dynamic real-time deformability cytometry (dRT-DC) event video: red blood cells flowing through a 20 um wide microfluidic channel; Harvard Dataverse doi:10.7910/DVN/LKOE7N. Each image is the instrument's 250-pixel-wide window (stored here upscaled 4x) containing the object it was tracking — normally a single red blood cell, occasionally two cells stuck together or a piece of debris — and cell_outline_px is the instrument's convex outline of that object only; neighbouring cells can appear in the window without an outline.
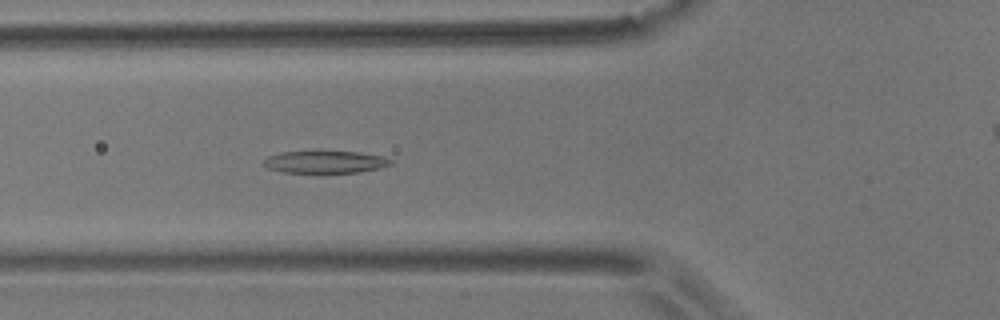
{"species": "common noctule bat (a hibernating species)", "species_latin": "Nyctalus noctula", "temperature_condition": "room temperature", "stored_images_in_passage": 20, "camera_frame_rate_fps": 3000, "um_per_image_px": 0.085, "animal": {"sex": "male", "body_mass_g": 17.9}, "frame": {"image": 1, "passage_image": 9, "time_ms": 2.667, "image_size_px": [1000, 320], "cell_outline_px": [[392, 164], [380, 168], [360, 172], [284, 172], [268, 168], [264, 164], [264, 160], [268, 156], [280, 152], [360, 152], [380, 156], [392, 160]], "centroid_in_image_um": [27.65, 13.77], "position_along_channel_um": 98.1, "area_um2": 16.13}}
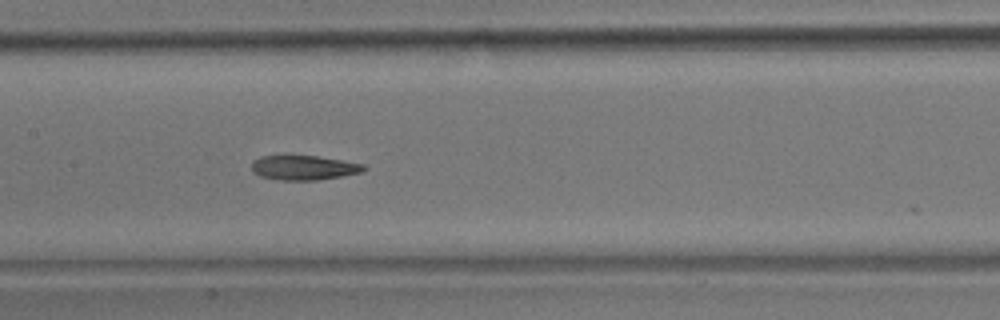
{"frame": {"image": 2, "passage_image": 16, "time_ms": 5.0, "image_size_px": [1000, 320], "cell_outline_px": [[368, 168], [360, 172], [344, 176], [320, 180], [276, 180], [260, 176], [252, 172], [252, 160], [260, 156], [316, 156], [364, 164]], "centroid_in_image_um": [25.8, 14.26], "position_along_channel_um": 181.6, "area_um2": 16.13}}